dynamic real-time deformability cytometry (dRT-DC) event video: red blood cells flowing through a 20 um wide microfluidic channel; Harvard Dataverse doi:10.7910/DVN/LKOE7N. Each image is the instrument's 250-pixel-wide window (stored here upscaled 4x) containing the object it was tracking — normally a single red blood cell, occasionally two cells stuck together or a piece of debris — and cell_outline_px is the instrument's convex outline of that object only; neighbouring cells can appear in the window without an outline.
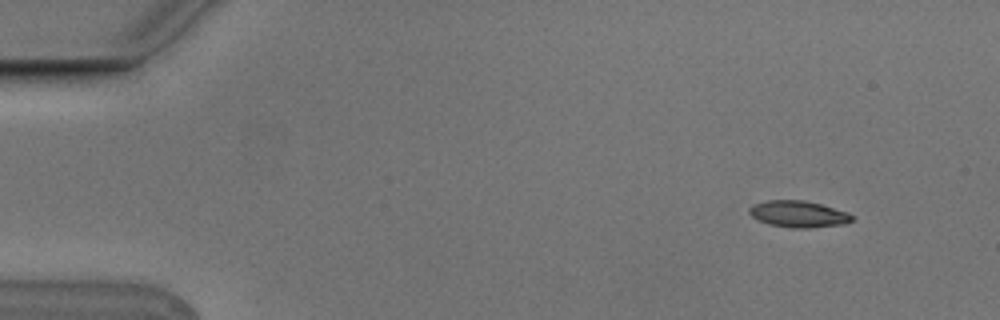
{"species": "Egyptian fruit bat (a non-hibernating species)", "species_latin": "Rousettus aegyptiacus", "temperature_condition": "cold", "stored_images_in_passage": 4, "camera_frame_rate_fps": 3000, "um_per_image_px": 0.085, "animal": {"sex": "male"}, "frame": {"image": 1, "passage_image": 1, "time_ms": 0.0, "image_size_px": [1000, 320], "cell_outline_px": [[856, 216], [852, 220], [844, 224], [808, 228], [788, 228], [768, 224], [752, 216], [748, 212], [748, 208], [752, 204], [768, 200], [804, 200], [820, 204], [848, 212]], "centroid_in_image_um": [67.86, 18.19], "position_along_channel_um": 17.1, "area_um2": 16.01}}
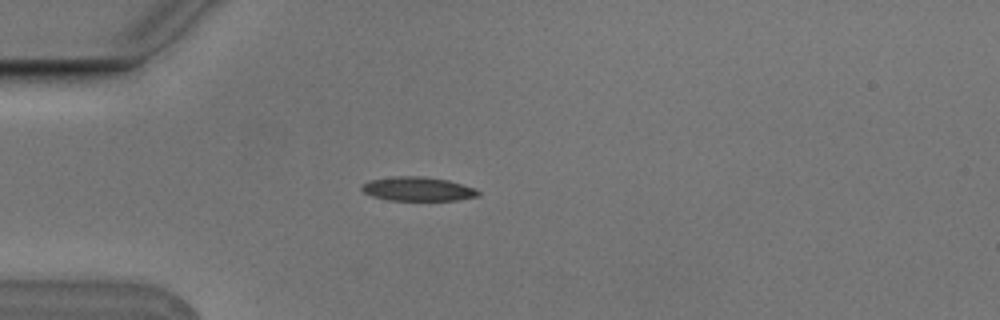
{"frame": {"image": 2, "passage_image": 3, "time_ms": 0.667, "image_size_px": [1000, 320], "cell_outline_px": [[480, 196], [460, 200], [388, 200], [372, 196], [364, 192], [360, 188], [360, 184], [368, 180], [396, 176], [424, 176], [448, 180], [476, 188], [480, 192]], "centroid_in_image_um": [35.52, 16.06], "position_along_channel_um": 49.5, "area_um2": 16.53}}